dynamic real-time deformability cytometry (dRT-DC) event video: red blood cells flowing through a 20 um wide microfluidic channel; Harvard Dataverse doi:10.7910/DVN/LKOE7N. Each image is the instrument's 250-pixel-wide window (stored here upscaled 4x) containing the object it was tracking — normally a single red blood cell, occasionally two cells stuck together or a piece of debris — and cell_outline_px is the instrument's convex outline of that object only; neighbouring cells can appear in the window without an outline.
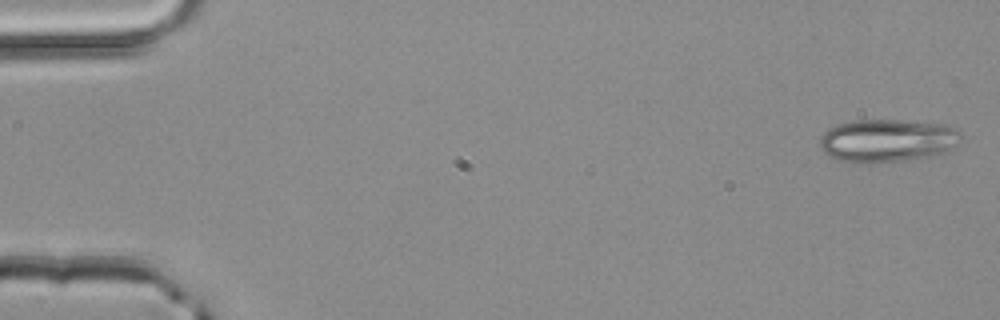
{"species": "common noctule bat (a hibernating species)", "species_latin": "Nyctalus noctula", "temperature_condition": "room temperature", "stored_images_in_passage": 49, "camera_frame_rate_fps": 3000, "um_per_image_px": 0.085, "animal": {"sex": "male", "body_mass_g": 20.4}, "frame": {"image": 1, "passage_image": 1, "time_ms": 0.0, "image_size_px": [1000, 320], "cell_outline_px": [[960, 136], [956, 144], [940, 152], [924, 156], [900, 160], [868, 164], [852, 164], [836, 160], [824, 152], [820, 148], [820, 136], [828, 128], [840, 124], [856, 120], [900, 120], [944, 124], [956, 128], [960, 132]], "centroid_in_image_um": [75.32, 11.95], "position_along_channel_um": 9.7, "area_um2": 35.08}}
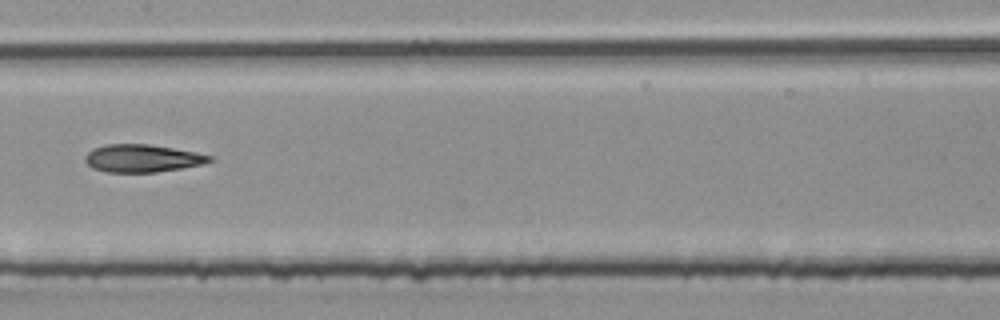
{"frame": {"image": 2, "passage_image": 25, "time_ms": 8.0, "image_size_px": [1000, 320], "cell_outline_px": [[216, 160], [204, 164], [156, 172], [104, 172], [92, 168], [84, 160], [84, 156], [88, 152], [96, 148], [108, 144], [148, 144], [196, 152], [212, 156]], "centroid_in_image_um": [12.11, 13.46], "position_along_channel_um": 195.3, "area_um2": 20.06}}
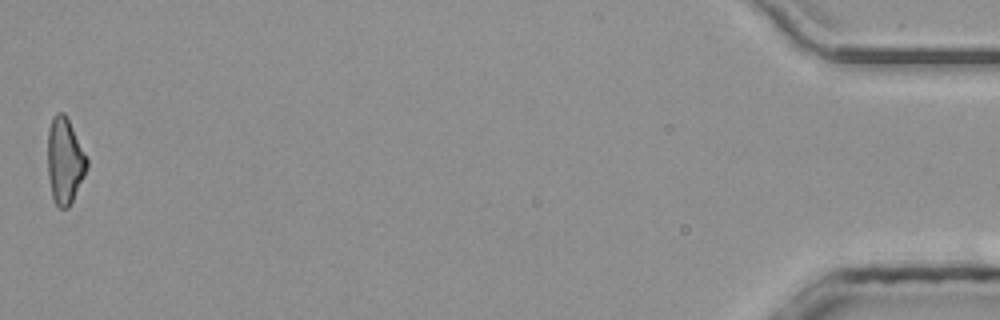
{"frame": {"image": 3, "passage_image": 49, "time_ms": 16.0, "image_size_px": [1000, 320], "cell_outline_px": [[88, 168], [68, 208], [60, 208], [56, 204], [52, 196], [48, 176], [48, 128], [52, 116], [56, 112], [64, 112], [88, 160]], "centroid_in_image_um": [5.49, 13.65], "position_along_channel_um": 429.7, "area_um2": 19.42}, "authors_computed_cell_mechanics": {"area_um2": 20.5768, "velocity_mm_per_s": 4.2059, "shape_relaxation_time_tau1_ms": null, "shape_relaxation_time_tau2_ms": 2.6774, "deformation_change_tau1": null, "deformation_change_tau2": 0.1305}}